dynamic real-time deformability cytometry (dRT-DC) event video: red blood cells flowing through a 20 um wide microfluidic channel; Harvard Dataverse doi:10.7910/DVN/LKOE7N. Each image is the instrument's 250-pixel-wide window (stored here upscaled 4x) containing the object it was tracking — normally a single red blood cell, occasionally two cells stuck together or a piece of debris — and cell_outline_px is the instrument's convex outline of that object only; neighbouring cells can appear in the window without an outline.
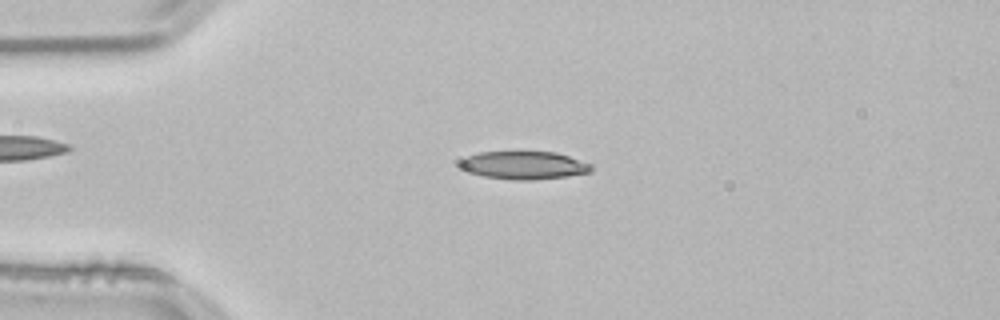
{"species": "common noctule bat (a hibernating species)", "species_latin": "Nyctalus noctula", "temperature_condition": "room temperature", "stored_images_in_passage": 53, "camera_frame_rate_fps": 3000, "um_per_image_px": 0.085, "animal": {"sex": "male", "body_mass_g": 21.5, "forearm_length_mm": 52.0}, "frame": {"image": 1, "passage_image": 13, "time_ms": 4.0, "image_size_px": [1000, 320], "cell_outline_px": [[592, 168], [588, 172], [568, 176], [536, 180], [516, 180], [484, 176], [468, 172], [460, 168], [456, 164], [464, 156], [480, 152], [556, 152], [592, 164]], "centroid_in_image_um": [44.47, 14.05], "position_along_channel_um": 40.5, "area_um2": 21.5}}
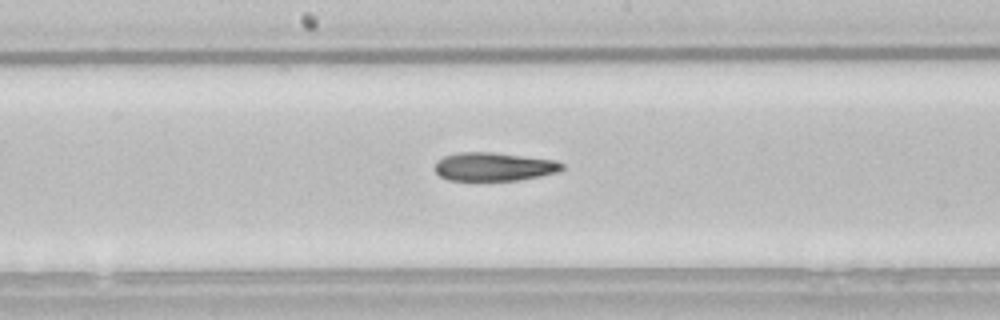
{"frame": {"image": 2, "passage_image": 28, "time_ms": 9.0, "image_size_px": [1000, 320], "cell_outline_px": [[564, 168], [556, 172], [540, 176], [520, 180], [448, 180], [440, 176], [436, 172], [436, 164], [444, 156], [460, 152], [492, 152], [556, 160], [564, 164]], "centroid_in_image_um": [42.01, 14.17], "position_along_channel_um": 206.2, "area_um2": 20.92}}
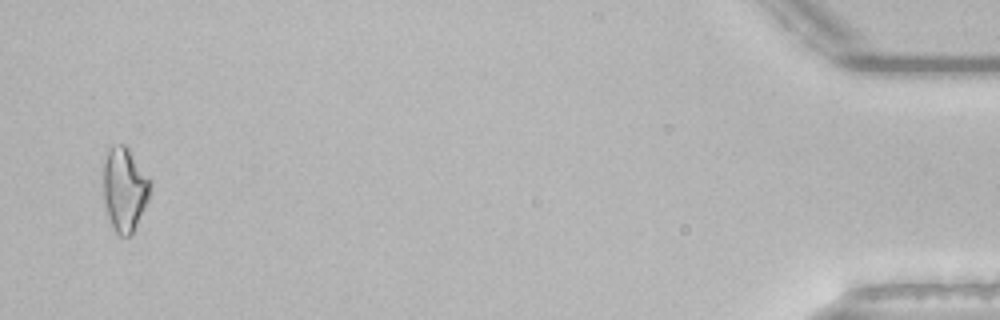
{"frame": {"image": 3, "passage_image": 52, "time_ms": 17.0, "image_size_px": [1000, 320], "cell_outline_px": [[152, 184], [148, 200], [132, 232], [128, 236], [120, 236], [116, 232], [104, 208], [104, 160], [112, 144], [124, 144], [128, 148], [152, 180]], "centroid_in_image_um": [10.6, 16.06], "position_along_channel_um": 424.6, "area_um2": 22.83}}